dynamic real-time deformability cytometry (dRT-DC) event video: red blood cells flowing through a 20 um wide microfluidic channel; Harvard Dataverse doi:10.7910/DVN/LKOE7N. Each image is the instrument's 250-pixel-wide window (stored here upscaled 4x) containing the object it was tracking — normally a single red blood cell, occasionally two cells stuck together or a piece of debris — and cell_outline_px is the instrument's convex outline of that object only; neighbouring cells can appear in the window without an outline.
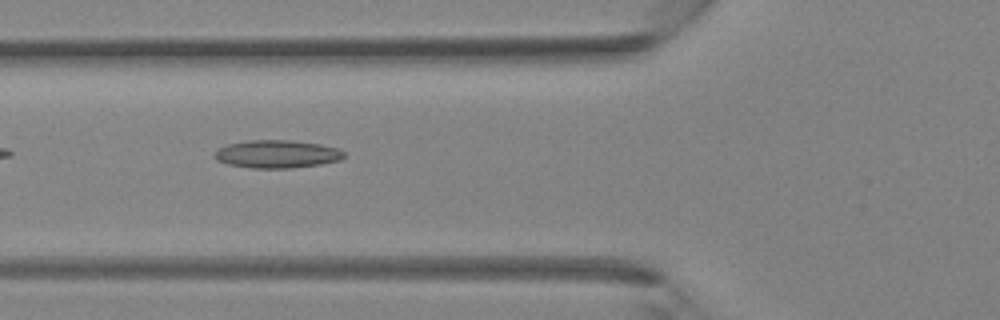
{"species": "Egyptian fruit bat (a non-hibernating species)", "species_latin": "Rousettus aegyptiacus", "temperature_condition": "room temperature", "stored_images_in_passage": 28, "camera_frame_rate_fps": 3000, "um_per_image_px": 0.085, "animal": {"sex": "female"}, "frame": {"image": 1, "passage_image": 3, "time_ms": 0.667, "image_size_px": [1000, 320], "cell_outline_px": [[344, 156], [340, 160], [320, 164], [292, 168], [252, 168], [228, 164], [216, 160], [212, 156], [212, 152], [228, 144], [248, 140], [288, 140], [320, 144], [340, 148], [344, 152]], "centroid_in_image_um": [23.52, 13.09], "position_along_channel_um": 102.3, "area_um2": 21.15}}
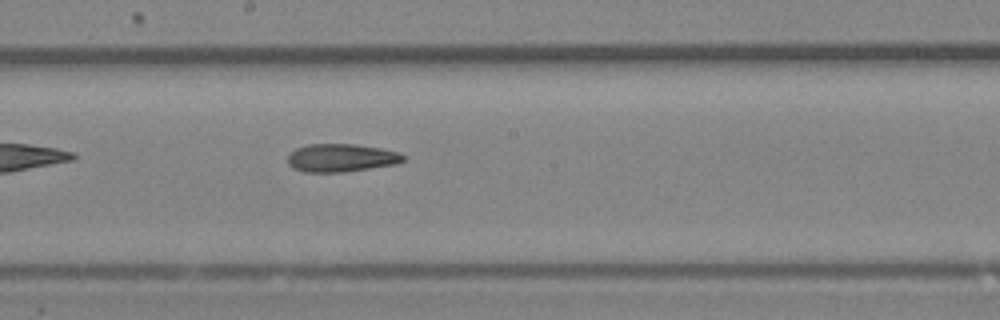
{"frame": {"image": 2, "passage_image": 10, "time_ms": 3.0, "image_size_px": [1000, 320], "cell_outline_px": [[404, 160], [396, 164], [344, 172], [304, 172], [292, 168], [288, 164], [288, 152], [296, 148], [308, 144], [352, 144], [380, 148], [396, 152], [404, 156]], "centroid_in_image_um": [28.93, 13.42], "position_along_channel_um": 219.3, "area_um2": 18.84}}
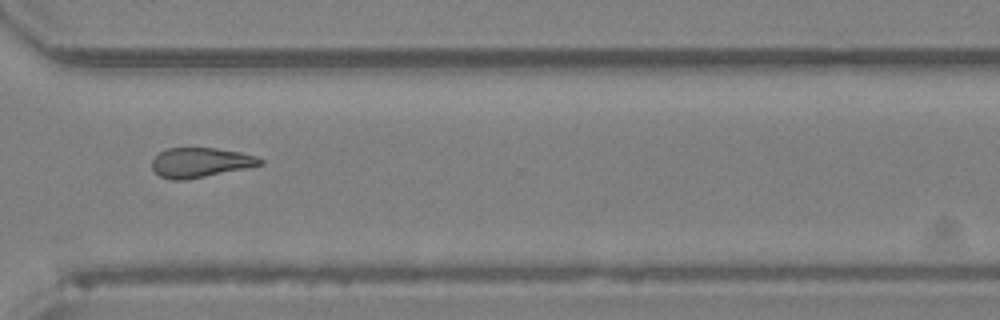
{"frame": {"image": 3, "passage_image": 18, "time_ms": 5.667, "image_size_px": [1000, 320], "cell_outline_px": [[264, 164], [248, 168], [188, 180], [172, 180], [160, 176], [152, 168], [152, 160], [160, 152], [168, 148], [216, 148], [240, 152], [256, 156], [264, 160]], "centroid_in_image_um": [17.07, 13.82], "position_along_channel_um": 353.5, "area_um2": 18.84}}